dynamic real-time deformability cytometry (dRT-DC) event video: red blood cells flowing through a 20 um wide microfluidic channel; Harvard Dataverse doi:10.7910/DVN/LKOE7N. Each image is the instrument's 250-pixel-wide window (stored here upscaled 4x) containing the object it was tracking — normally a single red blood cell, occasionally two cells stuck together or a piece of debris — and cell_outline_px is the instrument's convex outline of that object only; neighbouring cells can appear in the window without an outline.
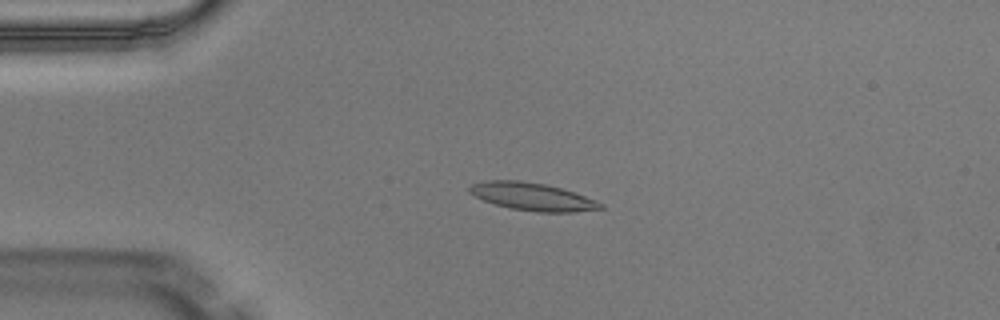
{"species": "Egyptian fruit bat (a non-hibernating species)", "species_latin": "Rousettus aegyptiacus", "temperature_condition": "warm", "stored_images_in_passage": 6, "camera_frame_rate_fps": 3000, "um_per_image_px": 0.085, "animal": {"sex": "male"}, "frame": {"image": 1, "passage_image": 3, "time_ms": 0.667, "image_size_px": [1000, 320], "cell_outline_px": [[604, 208], [572, 212], [536, 212], [508, 208], [484, 200], [468, 192], [468, 188], [472, 184], [488, 180], [520, 180], [544, 184], [560, 188], [584, 196], [604, 204]], "centroid_in_image_um": [45.23, 16.72], "position_along_channel_um": 39.8, "area_um2": 20.92}}